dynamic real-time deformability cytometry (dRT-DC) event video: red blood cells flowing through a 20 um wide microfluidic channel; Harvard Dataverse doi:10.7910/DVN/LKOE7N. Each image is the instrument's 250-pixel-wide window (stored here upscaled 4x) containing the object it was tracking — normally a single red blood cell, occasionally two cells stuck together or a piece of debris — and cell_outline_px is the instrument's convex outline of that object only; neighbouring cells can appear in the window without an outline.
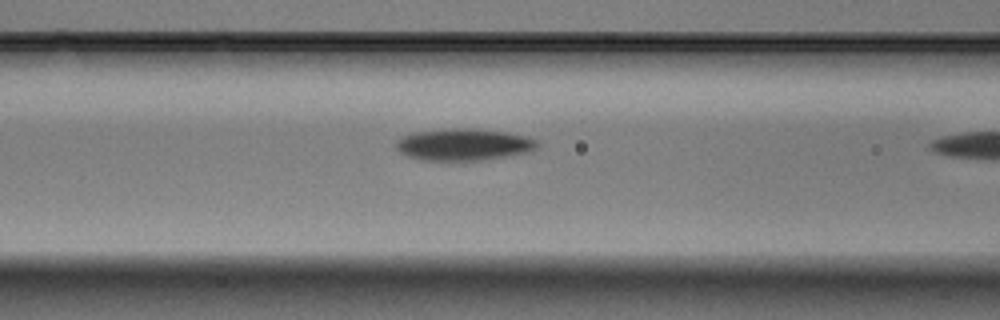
{"species": "Egyptian fruit bat (a non-hibernating species)", "species_latin": "Rousettus aegyptiacus", "temperature_condition": "warm", "stored_images_in_passage": 5, "camera_frame_rate_fps": 3000, "um_per_image_px": 0.085, "animal": {"sex": "male"}, "frame": {"image": 1, "passage_image": 4, "time_ms": 1.0, "image_size_px": [1000, 320], "cell_outline_px": [[540, 144], [536, 148], [528, 152], [508, 156], [460, 164], [420, 160], [408, 156], [400, 152], [396, 148], [396, 140], [412, 132], [444, 128], [472, 128], [508, 132], [528, 136], [536, 140]], "centroid_in_image_um": [39.4, 12.32], "position_along_channel_um": 127.2, "area_um2": 27.46}}